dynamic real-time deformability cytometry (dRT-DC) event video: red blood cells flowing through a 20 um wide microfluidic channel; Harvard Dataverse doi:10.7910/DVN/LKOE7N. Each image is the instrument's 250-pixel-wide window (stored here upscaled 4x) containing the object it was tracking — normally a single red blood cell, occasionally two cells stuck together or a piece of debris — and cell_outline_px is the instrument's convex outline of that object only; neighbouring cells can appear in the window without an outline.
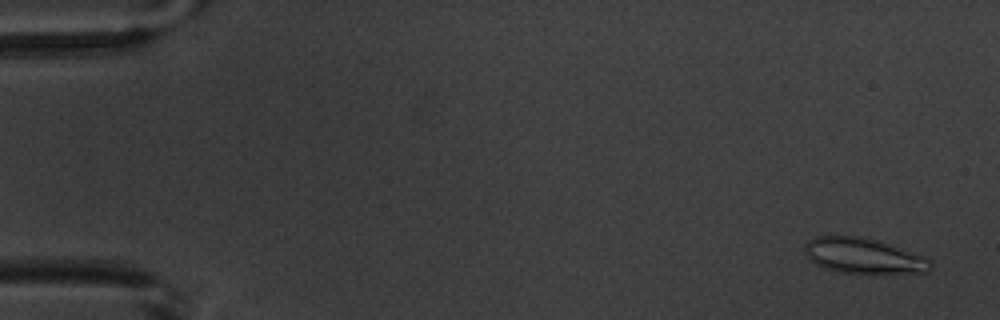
{"species": "common noctule bat (a hibernating species)", "species_latin": "Nyctalus noctula", "temperature_condition": "warm", "stored_images_in_passage": 6, "camera_frame_rate_fps": 3000, "um_per_image_px": 0.085, "animal": {"sex": "male", "body_mass_g": 20.1, "forearm_length_mm": 53.5}, "frame": {"image": 1, "passage_image": 1, "time_ms": 0.0, "image_size_px": [1000, 320], "cell_outline_px": [[932, 264], [928, 272], [872, 276], [868, 276], [840, 272], [824, 268], [816, 264], [804, 252], [804, 244], [808, 240], [816, 236], [860, 236], [876, 240], [924, 256], [932, 260]], "centroid_in_image_um": [73.43, 21.8], "position_along_channel_um": 11.6, "area_um2": 26.76}}
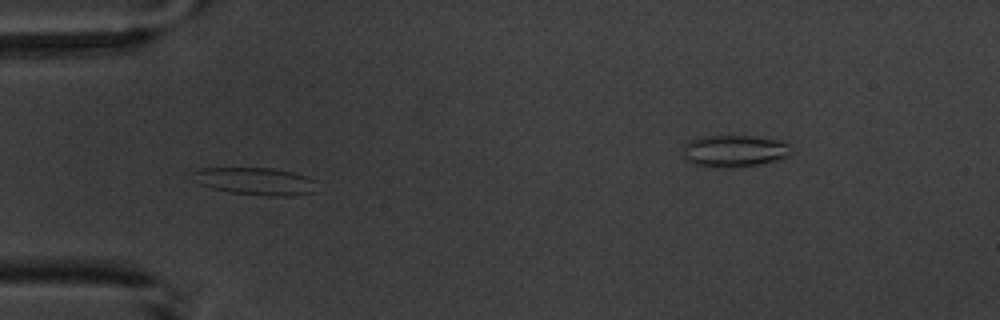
{"frame": {"image": 2, "passage_image": 5, "time_ms": 5.0, "image_size_px": [1000, 320], "cell_outline_px": [[316, 192], [292, 196], [268, 196], [232, 192], [212, 188], [200, 184], [192, 172], [200, 168], [276, 168], [308, 176], [316, 180]], "centroid_in_image_um": [21.81, 15.4], "position_along_channel_um": 63.2, "area_um2": 19.83}}
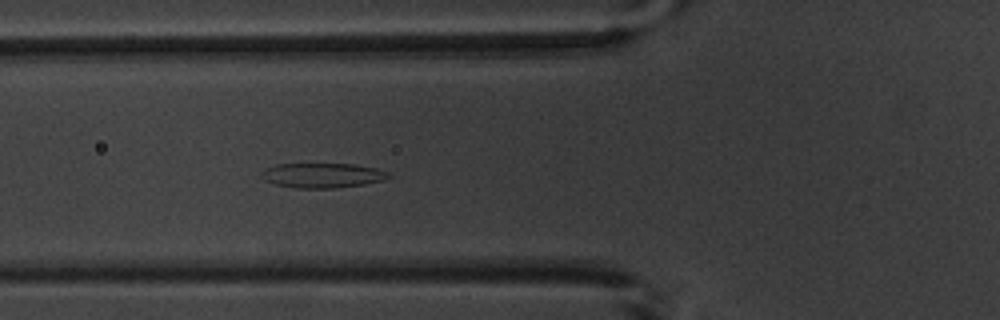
{"frame": {"image": 3, "passage_image": 6, "time_ms": 6.0, "image_size_px": [1000, 320], "cell_outline_px": [[392, 176], [384, 180], [364, 184], [336, 188], [296, 188], [276, 184], [260, 176], [260, 172], [264, 168], [276, 164], [352, 164], [376, 168], [388, 172]], "centroid_in_image_um": [27.41, 14.9], "position_along_channel_um": 98.4, "area_um2": 18.32}}